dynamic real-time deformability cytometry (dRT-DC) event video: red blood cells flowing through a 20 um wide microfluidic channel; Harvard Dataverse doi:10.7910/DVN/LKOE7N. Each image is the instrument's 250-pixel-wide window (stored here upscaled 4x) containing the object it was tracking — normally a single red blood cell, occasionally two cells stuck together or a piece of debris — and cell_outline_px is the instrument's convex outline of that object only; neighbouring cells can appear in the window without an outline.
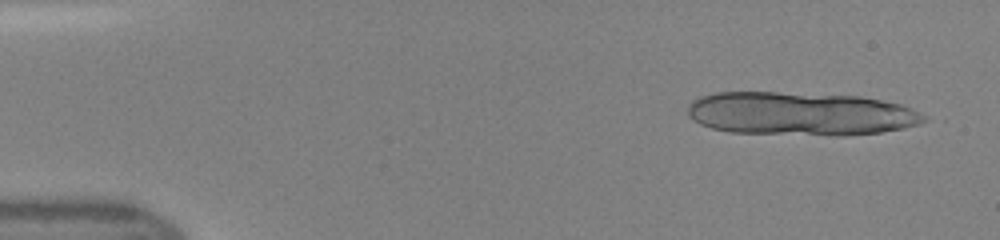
{"species": "human", "species_latin": "Homo sapiens", "temperature_condition": "room temperature", "stored_images_in_passage": 11, "camera_frame_rate_fps": 3000, "um_per_image_px": 0.085, "donor": {"sex": "female"}, "frame": {"image": 1, "passage_image": 2, "time_ms": 0.333, "image_size_px": [1000, 240], "cell_outline_px": [[928, 120], [920, 124], [904, 128], [880, 132], [844, 136], [836, 136], [728, 132], [712, 128], [700, 124], [692, 120], [688, 116], [688, 104], [692, 100], [700, 96], [716, 92], [776, 92], [860, 96], [900, 104], [912, 108], [928, 116]], "centroid_in_image_um": [68.05, 9.67], "position_along_channel_um": 17.0, "area_um2": 60.4}}